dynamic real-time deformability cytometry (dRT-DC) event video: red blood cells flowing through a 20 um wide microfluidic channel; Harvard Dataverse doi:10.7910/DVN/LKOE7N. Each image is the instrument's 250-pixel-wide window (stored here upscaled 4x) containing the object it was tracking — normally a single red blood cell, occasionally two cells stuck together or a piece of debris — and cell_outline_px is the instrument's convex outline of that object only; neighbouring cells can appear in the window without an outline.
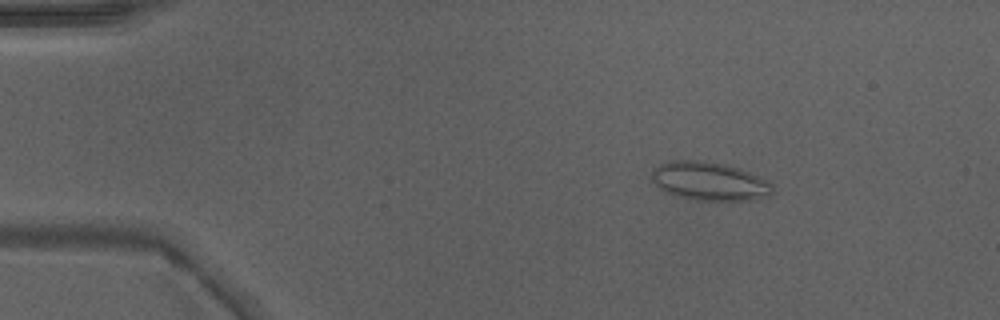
{"species": "Egyptian fruit bat (a non-hibernating species)", "species_latin": "Rousettus aegyptiacus", "temperature_condition": "warm", "stored_images_in_passage": 42, "camera_frame_rate_fps": 3000, "um_per_image_px": 0.085, "animal": {"sex": "male"}, "frame": {"image": 1, "passage_image": 1, "time_ms": 0.0, "image_size_px": [1000, 320], "cell_outline_px": [[772, 192], [768, 196], [756, 200], [692, 200], [676, 196], [664, 192], [656, 188], [652, 180], [652, 172], [660, 164], [668, 160], [696, 160], [724, 164], [740, 168], [768, 180], [772, 184]], "centroid_in_image_um": [60.28, 15.41], "position_along_channel_um": 24.7, "area_um2": 27.4}}
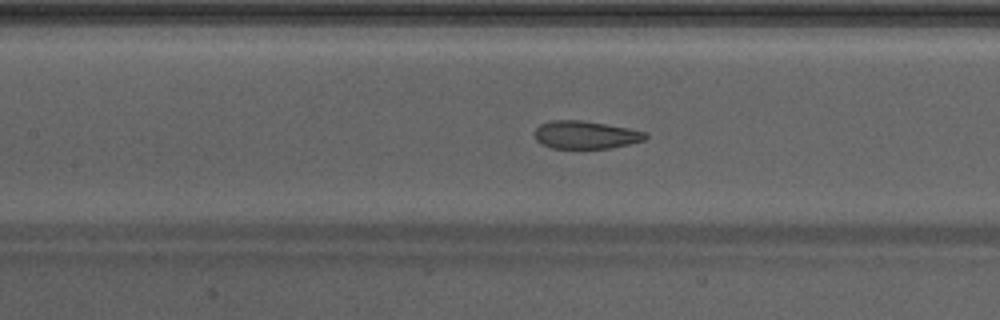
{"frame": {"image": 2, "passage_image": 16, "time_ms": 5.0, "image_size_px": [1000, 320], "cell_outline_px": [[648, 136], [644, 140], [628, 144], [608, 148], [552, 148], [540, 144], [536, 140], [536, 128], [540, 124], [552, 120], [580, 120], [628, 128], [644, 132]], "centroid_in_image_um": [49.74, 11.46], "position_along_channel_um": 157.7, "area_um2": 17.74}}
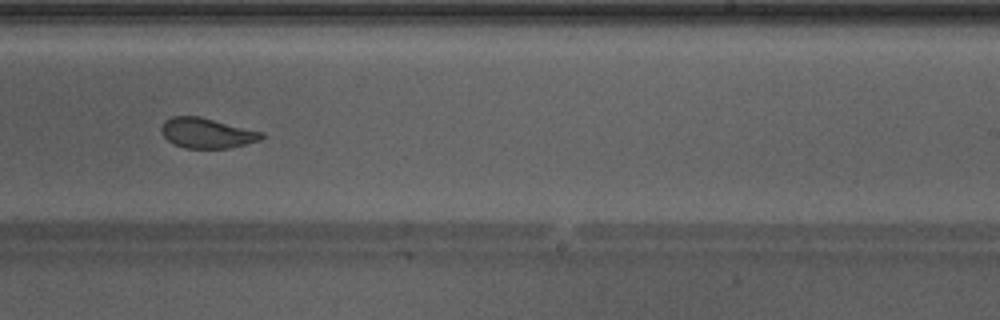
{"frame": {"image": 3, "passage_image": 24, "time_ms": 7.667, "image_size_px": [1000, 320], "cell_outline_px": [[264, 136], [260, 140], [228, 148], [184, 148], [172, 144], [164, 136], [160, 128], [164, 120], [172, 116], [200, 116], [264, 132]], "centroid_in_image_um": [17.56, 11.3], "position_along_channel_um": 271.4, "area_um2": 17.69}, "authors_computed_cell_mechanics": {"area_um2": 19.5942, "velocity_mm_per_s": 4.2748, "shape_relaxation_time_tau1_ms": 4.1036, "shape_relaxation_time_tau2_ms": 0.9846, "deformation_change_tau1": 0.1174, "deformation_change_tau2": 0.0529}}